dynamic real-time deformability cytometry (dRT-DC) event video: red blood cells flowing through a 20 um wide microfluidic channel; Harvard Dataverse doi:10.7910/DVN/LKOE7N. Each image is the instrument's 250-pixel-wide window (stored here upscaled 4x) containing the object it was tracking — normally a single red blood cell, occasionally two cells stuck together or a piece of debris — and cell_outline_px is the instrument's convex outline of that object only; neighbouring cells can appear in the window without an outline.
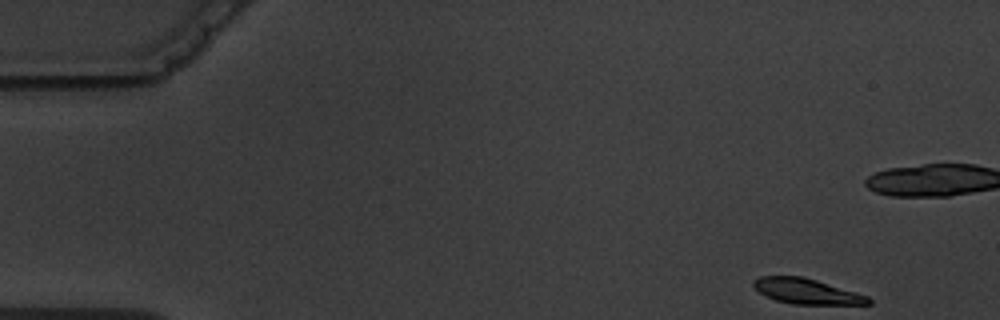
{"species": "common noctule bat (a hibernating species)", "species_latin": "Nyctalus noctula", "temperature_condition": "warm", "stored_images_in_passage": 7, "camera_frame_rate_fps": 3000, "um_per_image_px": 0.085, "animal": {"sex": "male", "body_mass_g": 19.5, "forearm_length_mm": 54.6}, "frame": {"image": 1, "passage_image": 1, "time_ms": 0.0, "image_size_px": [1000, 320], "cell_outline_px": [[872, 304], [792, 304], [776, 300], [760, 292], [752, 284], [752, 280], [760, 276], [804, 276], [856, 292], [868, 296], [872, 300]], "centroid_in_image_um": [68.58, 24.75], "position_along_channel_um": 16.4, "area_um2": 16.88}}